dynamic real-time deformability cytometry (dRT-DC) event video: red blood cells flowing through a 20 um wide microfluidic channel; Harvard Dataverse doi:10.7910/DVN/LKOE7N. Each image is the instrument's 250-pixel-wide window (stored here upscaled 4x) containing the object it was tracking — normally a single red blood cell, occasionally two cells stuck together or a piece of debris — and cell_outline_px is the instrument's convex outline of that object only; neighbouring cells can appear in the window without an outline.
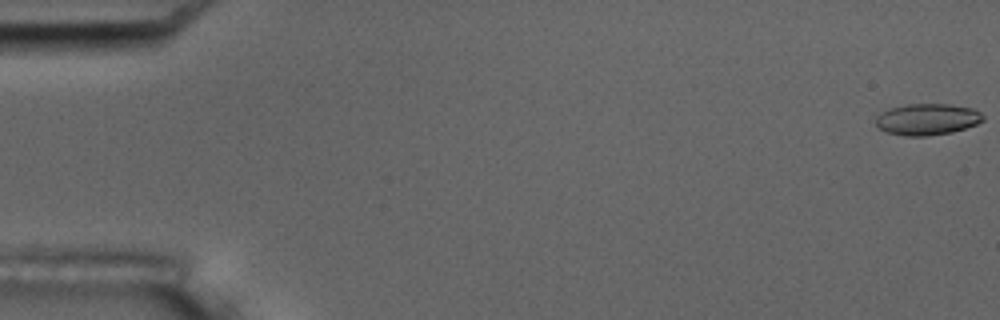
{"species": "common noctule bat (a hibernating species)", "species_latin": "Nyctalus noctula", "temperature_condition": "room temperature", "stored_images_in_passage": 18, "camera_frame_rate_fps": 3000, "um_per_image_px": 0.085, "animal": {"sex": "male", "body_mass_g": 17.5, "forearm_length_mm": 52.3}, "frame": {"image": 1, "passage_image": 1, "time_ms": 0.0, "image_size_px": [1000, 320], "cell_outline_px": [[984, 120], [976, 124], [952, 132], [924, 136], [904, 136], [888, 132], [880, 128], [876, 124], [876, 116], [880, 112], [888, 108], [908, 104], [948, 104], [972, 108], [980, 112], [984, 116]], "centroid_in_image_um": [78.8, 10.13], "position_along_channel_um": 6.2, "area_um2": 19.59}}